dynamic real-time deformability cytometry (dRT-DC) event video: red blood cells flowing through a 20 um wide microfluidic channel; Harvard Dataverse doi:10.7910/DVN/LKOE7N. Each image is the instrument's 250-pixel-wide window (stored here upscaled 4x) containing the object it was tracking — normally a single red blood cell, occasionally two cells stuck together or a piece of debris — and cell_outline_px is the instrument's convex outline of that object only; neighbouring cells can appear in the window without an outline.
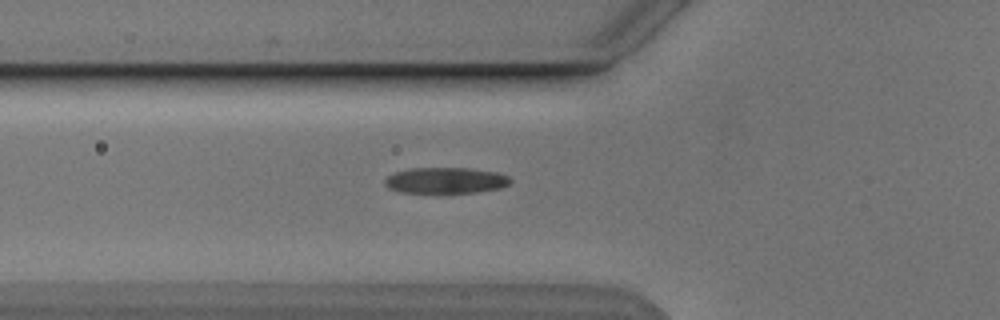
{"species": "Egyptian fruit bat (a non-hibernating species)", "species_latin": "Rousettus aegyptiacus", "temperature_condition": "cold", "stored_images_in_passage": 35, "camera_frame_rate_fps": 3000, "um_per_image_px": 0.085, "animal": {"sex": "male"}, "frame": {"image": 1, "passage_image": 2, "time_ms": 0.333, "image_size_px": [1000, 320], "cell_outline_px": [[512, 180], [508, 184], [500, 188], [476, 192], [400, 192], [388, 188], [384, 184], [384, 180], [388, 176], [396, 172], [412, 168], [468, 168], [496, 172], [508, 176]], "centroid_in_image_um": [37.87, 15.33], "position_along_channel_um": 87.9, "area_um2": 18.79}}
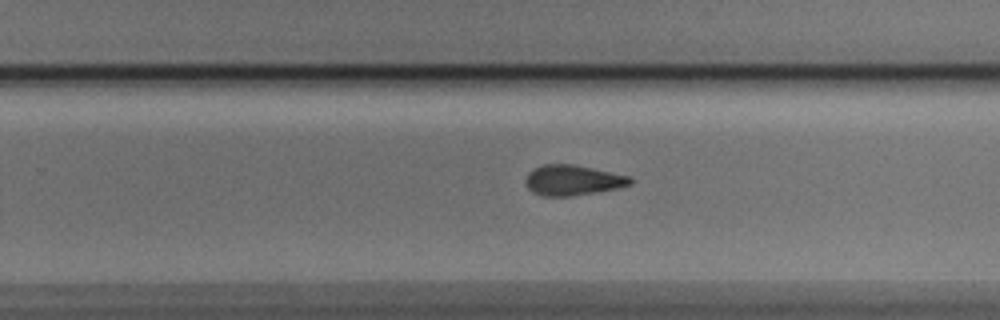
{"frame": {"image": 2, "passage_image": 17, "time_ms": 5.333, "image_size_px": [1000, 320], "cell_outline_px": [[632, 184], [616, 188], [572, 196], [544, 196], [532, 192], [524, 184], [524, 180], [528, 172], [532, 168], [544, 164], [572, 164], [632, 176]], "centroid_in_image_um": [48.64, 15.31], "position_along_channel_um": 281.2, "area_um2": 18.61}}
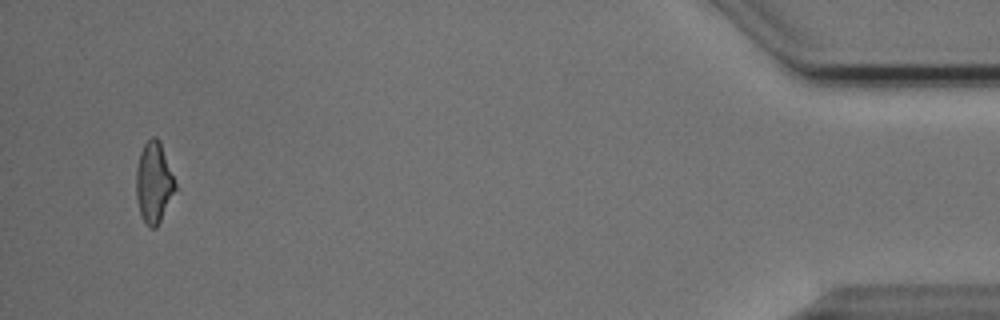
{"frame": {"image": 3, "passage_image": 34, "time_ms": 11.0, "image_size_px": [1000, 320], "cell_outline_px": [[180, 188], [156, 228], [148, 228], [144, 224], [140, 216], [136, 196], [136, 168], [140, 152], [144, 144], [152, 136], [156, 136], [160, 140]], "centroid_in_image_um": [13.13, 15.55], "position_along_channel_um": 422.1, "area_um2": 19.48}}